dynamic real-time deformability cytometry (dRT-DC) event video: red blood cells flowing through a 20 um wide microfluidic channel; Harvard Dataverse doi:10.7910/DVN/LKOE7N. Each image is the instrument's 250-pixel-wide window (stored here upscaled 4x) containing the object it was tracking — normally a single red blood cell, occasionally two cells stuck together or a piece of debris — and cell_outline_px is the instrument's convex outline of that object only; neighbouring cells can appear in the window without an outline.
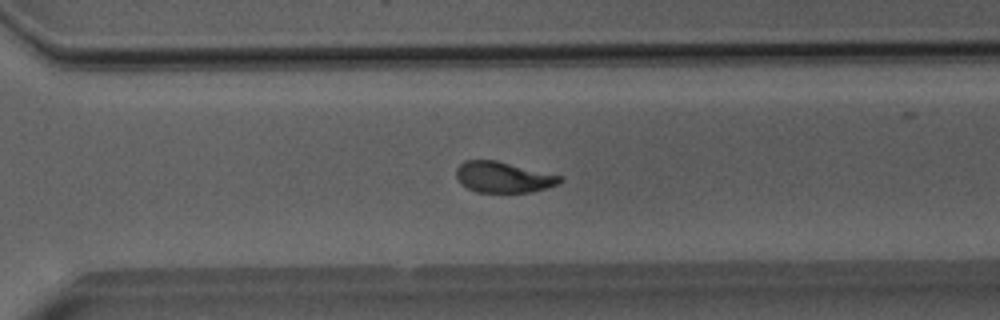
{"species": "Egyptian fruit bat (a non-hibernating species)", "species_latin": "Rousettus aegyptiacus", "temperature_condition": "room temperature", "stored_images_in_passage": 31, "camera_frame_rate_fps": 3000, "um_per_image_px": 0.085, "animal": {"sex": "male"}, "frame": {"image": 1, "passage_image": 22, "time_ms": 7.0, "image_size_px": [1000, 320], "cell_outline_px": [[564, 180], [548, 188], [528, 192], [476, 192], [468, 188], [456, 176], [456, 168], [464, 160], [496, 160], [564, 176]], "centroid_in_image_um": [42.82, 15.05], "position_along_channel_um": 327.8, "area_um2": 18.61}, "authors_computed_cell_mechanics": {"area_um2": 19.5364, "velocity_mm_per_s": 3.9773, "shape_relaxation_time_tau1_ms": 4.2076, "shape_relaxation_time_tau2_ms": 1.6708, "deformation_change_tau1": 0.1642, "deformation_change_tau2": 0.0827}}